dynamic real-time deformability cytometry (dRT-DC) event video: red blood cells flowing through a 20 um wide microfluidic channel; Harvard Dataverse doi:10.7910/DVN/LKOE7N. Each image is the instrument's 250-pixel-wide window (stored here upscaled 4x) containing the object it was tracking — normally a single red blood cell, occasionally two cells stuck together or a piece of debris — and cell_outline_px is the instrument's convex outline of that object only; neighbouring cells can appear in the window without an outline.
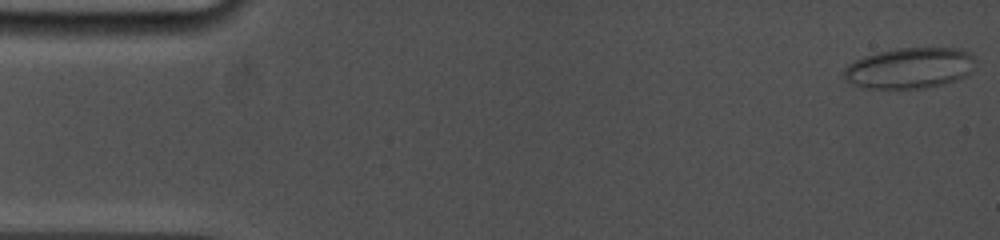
{"species": "common noctule bat (a hibernating species)", "species_latin": "Nyctalus noctula", "temperature_condition": "cold", "stored_images_in_passage": 49, "camera_frame_rate_fps": 5000, "um_per_image_px": 0.085, "animal": {"sex": "female", "body_mass_g": 19.0, "forearm_length_mm": 53.3}, "frame": {"image": 1, "passage_image": 1, "time_ms": 0.0, "image_size_px": [1000, 240], "cell_outline_px": [[976, 68], [968, 76], [944, 84], [924, 88], [864, 88], [852, 84], [844, 80], [844, 68], [848, 64], [864, 56], [876, 52], [896, 48], [960, 48], [972, 52], [976, 60]], "centroid_in_image_um": [77.38, 5.78], "position_along_channel_um": 7.6, "area_um2": 31.91}}
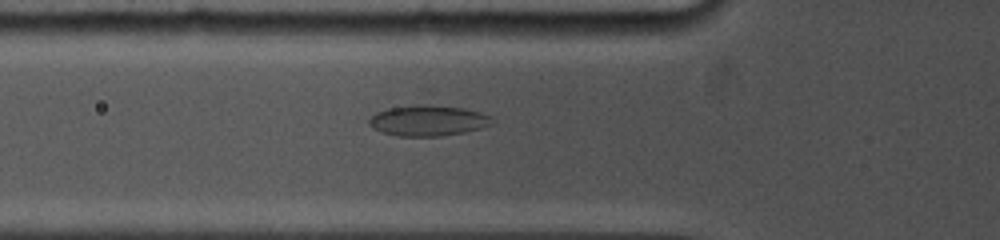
{"frame": {"image": 2, "passage_image": 30, "time_ms": 5.4, "image_size_px": [1000, 240], "cell_outline_px": [[492, 124], [480, 128], [464, 132], [440, 136], [400, 136], [384, 132], [372, 128], [368, 124], [368, 120], [376, 112], [388, 108], [428, 104], [464, 108], [480, 112], [492, 116]], "centroid_in_image_um": [36.39, 10.24], "position_along_channel_um": 89.4, "area_um2": 21.85}}
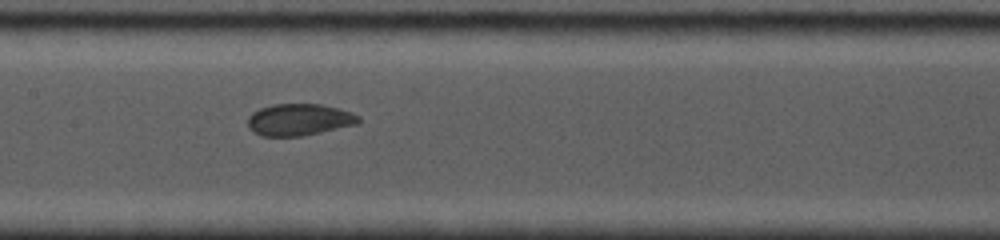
{"frame": {"image": 3, "passage_image": 48, "time_ms": 7.8, "image_size_px": [1000, 240], "cell_outline_px": [[360, 124], [304, 136], [260, 136], [252, 132], [248, 128], [248, 116], [252, 112], [260, 108], [272, 104], [320, 104], [340, 108], [352, 112], [360, 116]], "centroid_in_image_um": [25.45, 10.18], "position_along_channel_um": 182.0, "area_um2": 20.98}}